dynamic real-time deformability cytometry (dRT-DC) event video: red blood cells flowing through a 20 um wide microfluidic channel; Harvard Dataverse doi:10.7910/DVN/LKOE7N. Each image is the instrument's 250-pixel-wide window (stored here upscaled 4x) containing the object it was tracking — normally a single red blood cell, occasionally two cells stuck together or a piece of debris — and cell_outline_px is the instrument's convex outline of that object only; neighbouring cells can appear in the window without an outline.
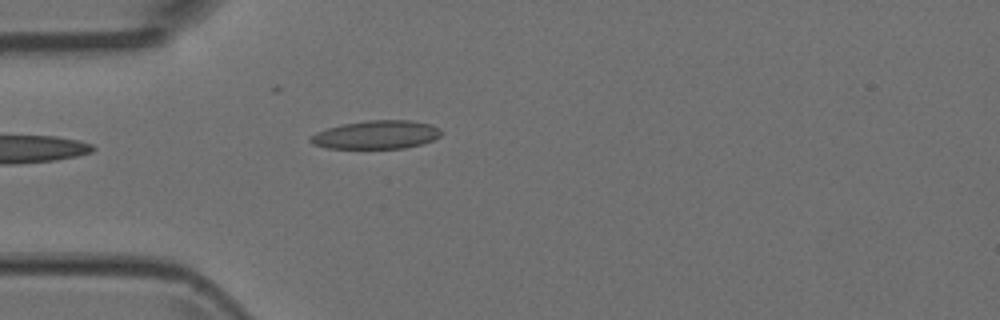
{"species": "Egyptian fruit bat (a non-hibernating species)", "species_latin": "Rousettus aegyptiacus", "temperature_condition": "room temperature", "stored_images_in_passage": 4, "camera_frame_rate_fps": 3000, "um_per_image_px": 0.085, "animal": {"sex": "female"}, "frame": {"image": 1, "passage_image": 4, "time_ms": 1.0, "image_size_px": [1000, 320], "cell_outline_px": [[444, 132], [440, 136], [432, 140], [420, 144], [404, 148], [328, 148], [312, 144], [308, 140], [316, 132], [328, 128], [344, 124], [368, 120], [408, 120], [432, 124], [440, 128]], "centroid_in_image_um": [32.02, 11.45], "position_along_channel_um": 53.0, "area_um2": 21.56}}